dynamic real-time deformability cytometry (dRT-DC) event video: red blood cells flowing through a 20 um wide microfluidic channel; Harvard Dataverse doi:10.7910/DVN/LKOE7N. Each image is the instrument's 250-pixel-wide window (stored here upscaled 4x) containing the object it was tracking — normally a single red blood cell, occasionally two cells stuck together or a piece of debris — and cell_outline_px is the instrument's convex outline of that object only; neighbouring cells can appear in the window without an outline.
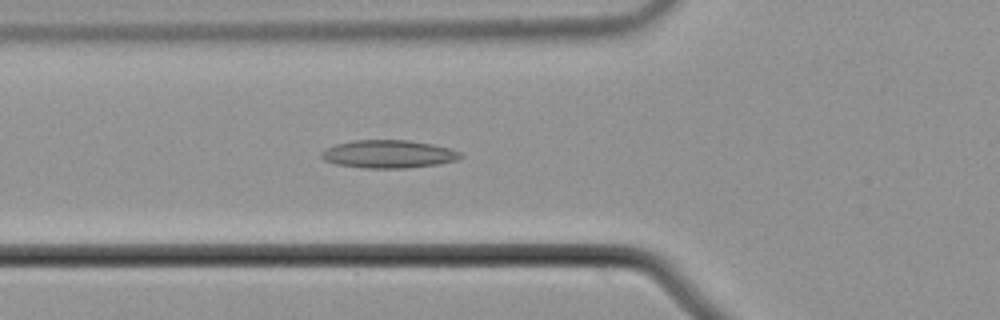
{"species": "common noctule bat (a hibernating species)", "species_latin": "Nyctalus noctula", "temperature_condition": "cold", "stored_images_in_passage": 55, "camera_frame_rate_fps": 3000, "um_per_image_px": 0.085, "animal": {"sex": "male", "body_mass_g": 21.5, "forearm_length_mm": 52.0}, "frame": {"image": 1, "passage_image": 20, "time_ms": 6.333, "image_size_px": [1000, 320], "cell_outline_px": [[464, 156], [456, 160], [440, 164], [404, 168], [364, 168], [336, 164], [324, 160], [320, 156], [320, 152], [324, 148], [336, 144], [352, 140], [408, 140], [432, 144], [448, 148], [460, 152]], "centroid_in_image_um": [32.99, 13.09], "position_along_channel_um": 92.8, "area_um2": 22.77}}
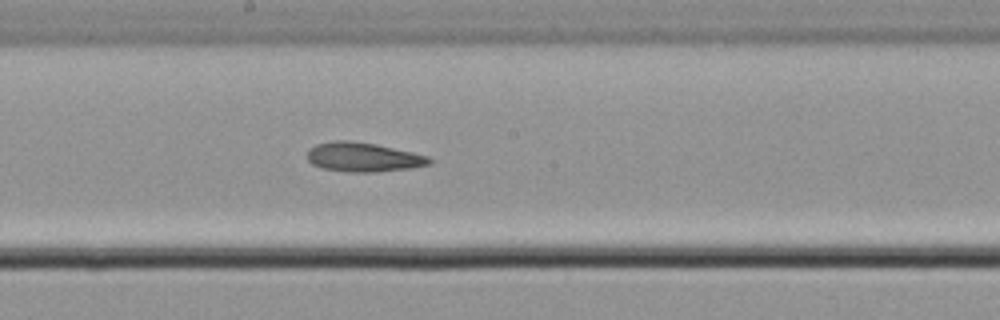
{"frame": {"image": 2, "passage_image": 30, "time_ms": 9.667, "image_size_px": [1000, 320], "cell_outline_px": [[432, 164], [412, 168], [376, 172], [348, 172], [320, 168], [312, 164], [308, 160], [308, 148], [316, 144], [332, 140], [348, 140], [376, 144], [412, 152], [428, 156], [432, 160]], "centroid_in_image_um": [30.86, 13.36], "position_along_channel_um": 217.3, "area_um2": 21.04}}
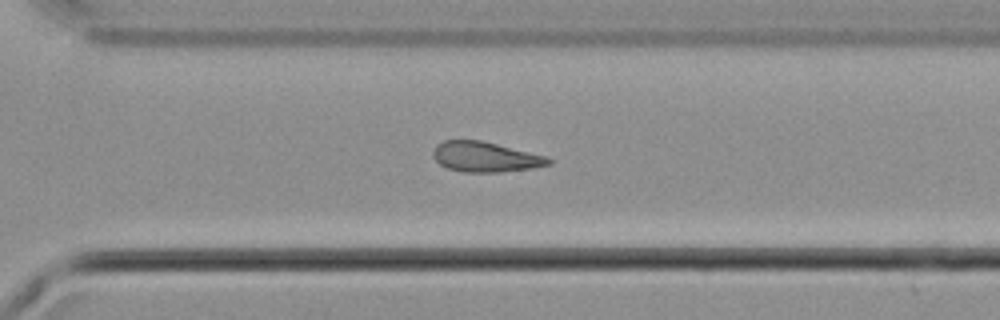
{"frame": {"image": 3, "passage_image": 39, "time_ms": 12.667, "image_size_px": [1000, 320], "cell_outline_px": [[552, 164], [532, 168], [500, 172], [464, 172], [448, 168], [440, 164], [432, 156], [432, 152], [436, 144], [444, 140], [480, 140], [544, 156], [552, 160]], "centroid_in_image_um": [41.2, 13.34], "position_along_channel_um": 329.4, "area_um2": 20.06}, "authors_computed_cell_mechanics": {"area_um2": 21.3282, "velocity_mm_per_s": 3.7302, "shape_relaxation_time_tau1_ms": 9.3114, "shape_relaxation_time_tau2_ms": 2.4851, "deformation_change_tau1": 0.1523, "deformation_change_tau2": 0.0969}}